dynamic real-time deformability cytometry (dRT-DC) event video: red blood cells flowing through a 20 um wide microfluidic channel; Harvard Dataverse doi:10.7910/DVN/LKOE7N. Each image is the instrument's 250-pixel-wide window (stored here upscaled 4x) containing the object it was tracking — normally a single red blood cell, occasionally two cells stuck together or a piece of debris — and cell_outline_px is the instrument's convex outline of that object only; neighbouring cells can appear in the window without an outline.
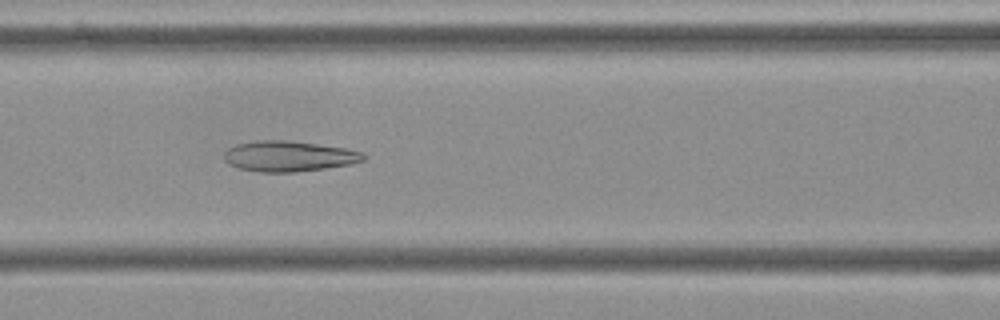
{"species": "Egyptian fruit bat (a non-hibernating species)", "species_latin": "Rousettus aegyptiacus", "temperature_condition": "cold", "stored_images_in_passage": 55, "camera_frame_rate_fps": 3000, "um_per_image_px": 0.085, "frame": {"image": 1, "passage_image": 23, "time_ms": 7.333, "image_size_px": [1000, 320], "cell_outline_px": [[368, 156], [364, 160], [352, 164], [296, 172], [260, 172], [240, 168], [228, 164], [224, 160], [224, 152], [228, 148], [236, 144], [256, 140], [284, 140], [316, 144], [344, 148], [360, 152]], "centroid_in_image_um": [24.52, 13.28], "position_along_channel_um": 142.1, "area_um2": 24.74}}
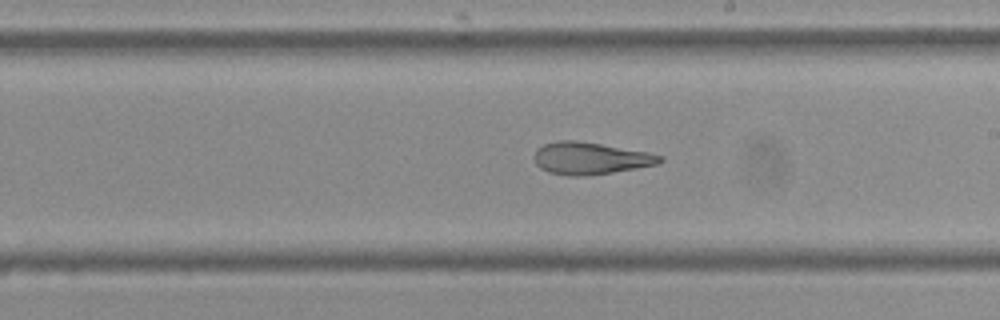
{"frame": {"image": 2, "passage_image": 31, "time_ms": 10.0, "image_size_px": [1000, 320], "cell_outline_px": [[664, 160], [660, 164], [588, 176], [568, 176], [548, 172], [540, 168], [536, 164], [532, 156], [536, 148], [544, 144], [556, 140], [576, 140], [648, 152], [664, 156]], "centroid_in_image_um": [50.15, 13.46], "position_along_channel_um": 238.9, "area_um2": 23.81}}
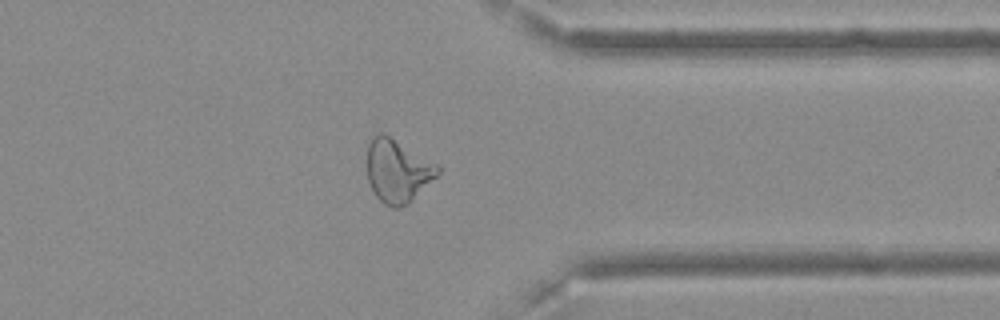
{"frame": {"image": 3, "passage_image": 43, "time_ms": 14.0, "image_size_px": [1000, 320], "cell_outline_px": [[440, 172], [408, 204], [400, 208], [392, 208], [384, 204], [376, 196], [368, 180], [368, 140], [372, 136], [380, 132], [384, 132], [436, 164], [440, 168]], "centroid_in_image_um": [33.77, 14.52], "position_along_channel_um": 377.6, "area_um2": 25.78}, "authors_computed_cell_mechanics": {"area_um2": 27.1082, "velocity_mm_per_s": 3.6346, "shape_relaxation_time_tau1_ms": null, "shape_relaxation_time_tau2_ms": 2.3267, "deformation_change_tau1": null, "deformation_change_tau2": 0.1018}}